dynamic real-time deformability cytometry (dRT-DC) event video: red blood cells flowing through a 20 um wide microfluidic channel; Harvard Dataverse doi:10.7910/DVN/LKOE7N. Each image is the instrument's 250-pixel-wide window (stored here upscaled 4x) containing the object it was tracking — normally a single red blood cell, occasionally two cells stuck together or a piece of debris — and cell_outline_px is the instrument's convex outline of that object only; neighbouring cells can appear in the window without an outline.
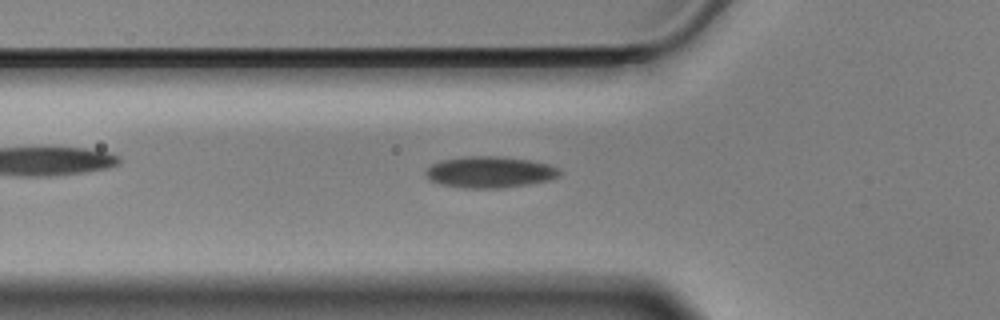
{"species": "Egyptian fruit bat (a non-hibernating species)", "species_latin": "Rousettus aegyptiacus", "temperature_condition": "cold", "stored_images_in_passage": 42, "camera_frame_rate_fps": 3000, "um_per_image_px": 0.085, "animal": {"sex": "male"}, "frame": {"image": 1, "passage_image": 10, "time_ms": 3.0, "image_size_px": [1000, 320], "cell_outline_px": [[564, 172], [560, 176], [548, 180], [528, 184], [500, 188], [464, 188], [440, 184], [432, 180], [424, 172], [432, 164], [440, 160], [464, 156], [496, 156], [532, 160], [548, 164], [560, 168]], "centroid_in_image_um": [41.68, 14.62], "position_along_channel_um": 84.1, "area_um2": 24.57}}
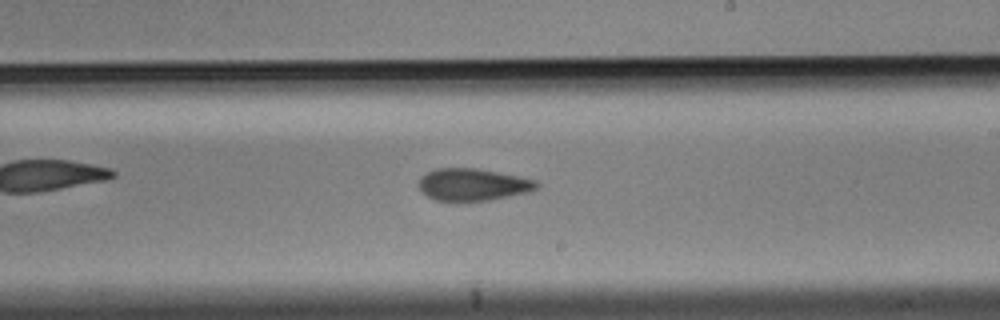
{"frame": {"image": 2, "passage_image": 24, "time_ms": 7.667, "image_size_px": [1000, 320], "cell_outline_px": [[540, 188], [532, 192], [492, 200], [436, 200], [420, 192], [420, 176], [436, 168], [476, 168], [536, 180], [540, 184]], "centroid_in_image_um": [40.25, 15.69], "position_along_channel_um": 248.8, "area_um2": 22.08}}
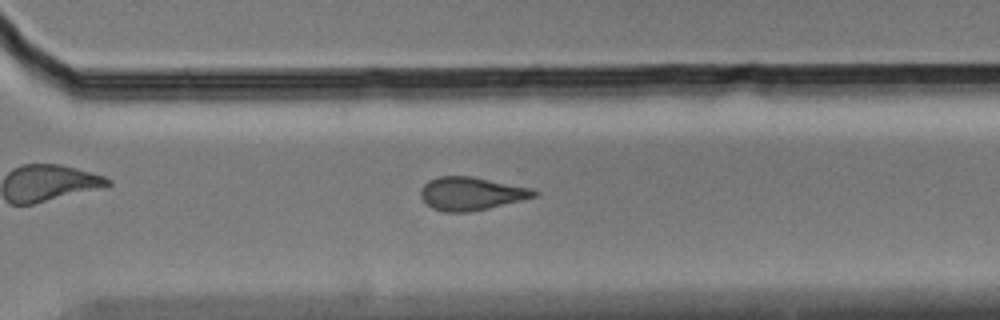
{"frame": {"image": 3, "passage_image": 31, "time_ms": 10.0, "image_size_px": [1000, 320], "cell_outline_px": [[540, 192], [536, 196], [488, 208], [468, 212], [444, 212], [432, 208], [420, 196], [420, 188], [428, 180], [440, 176], [472, 176], [532, 188]], "centroid_in_image_um": [40.03, 16.44], "position_along_channel_um": 330.6, "area_um2": 21.85}, "authors_computed_cell_mechanics": {"area_um2": 22.6287, "velocity_mm_per_s": 3.5175, "shape_relaxation_time_tau1_ms": null, "shape_relaxation_time_tau2_ms": 7.0863, "deformation_change_tau1": null, "deformation_change_tau2": 0.1685}}